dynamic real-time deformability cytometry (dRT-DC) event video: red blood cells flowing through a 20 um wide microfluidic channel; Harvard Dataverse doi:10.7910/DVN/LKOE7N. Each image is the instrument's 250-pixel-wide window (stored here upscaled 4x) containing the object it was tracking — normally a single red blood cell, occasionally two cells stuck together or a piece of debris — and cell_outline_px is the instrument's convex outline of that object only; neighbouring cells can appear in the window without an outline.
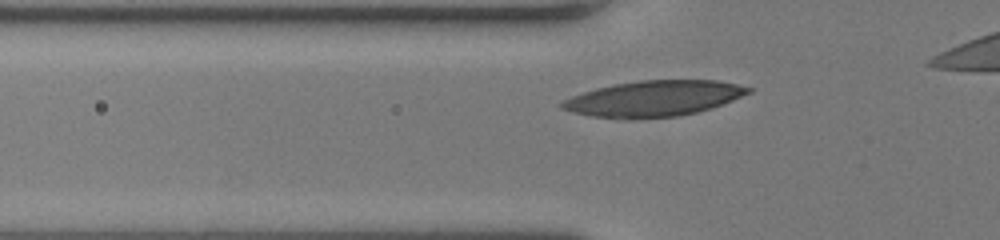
{"species": "human", "species_latin": "Homo sapiens", "temperature_condition": "room temperature", "stored_images_in_passage": 32, "camera_frame_rate_fps": 3000, "um_per_image_px": 0.085, "donor": {"sex": "female"}, "frame": {"image": 1, "passage_image": 6, "time_ms": 1.667, "image_size_px": [1000, 240], "cell_outline_px": [[752, 92], [724, 104], [712, 108], [680, 116], [628, 120], [616, 120], [592, 116], [572, 112], [560, 108], [560, 104], [564, 100], [572, 96], [596, 88], [616, 84], [640, 80], [716, 80], [736, 84], [752, 88]], "centroid_in_image_um": [55.56, 8.4], "position_along_channel_um": 70.2, "area_um2": 39.19}}
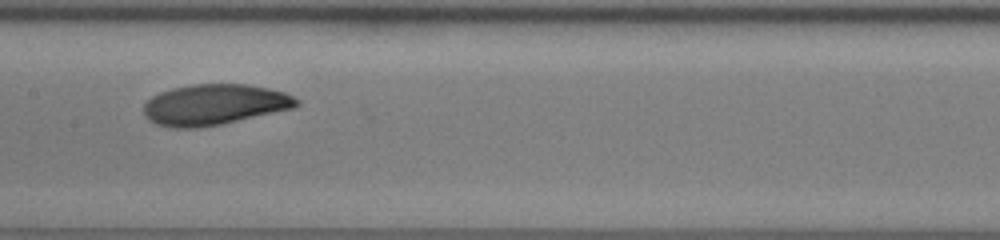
{"frame": {"image": 2, "passage_image": 15, "time_ms": 4.667, "image_size_px": [1000, 240], "cell_outline_px": [[300, 104], [292, 108], [220, 124], [196, 128], [172, 128], [156, 124], [148, 120], [144, 116], [144, 104], [152, 96], [160, 92], [172, 88], [192, 84], [244, 84], [268, 88], [284, 92], [300, 100]], "centroid_in_image_um": [18.18, 8.89], "position_along_channel_um": 189.2, "area_um2": 36.13}}
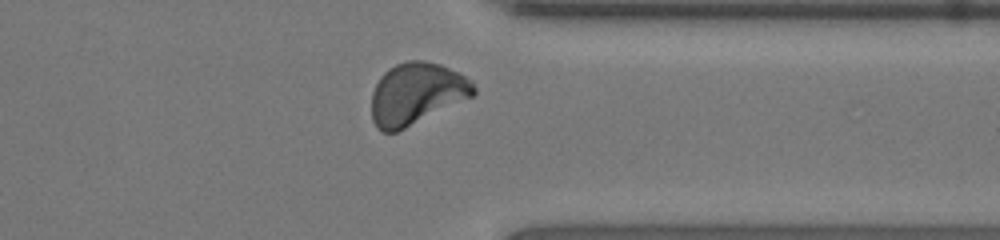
{"frame": {"image": 3, "passage_image": 29, "time_ms": 9.333, "image_size_px": [1000, 240], "cell_outline_px": [[476, 92], [472, 96], [396, 132], [380, 132], [376, 128], [372, 120], [372, 92], [380, 76], [388, 68], [396, 64], [408, 60], [424, 60], [440, 64], [472, 80], [476, 88]], "centroid_in_image_um": [35.37, 7.95], "position_along_channel_um": 376.0, "area_um2": 36.53}, "authors_computed_cell_mechanics": {"area_um2": 36.125, "velocity_mm_per_s": 4.0314, "shape_relaxation_time_tau1_ms": 3.9708, "shape_relaxation_time_tau2_ms": 0.9022, "deformation_change_tau1": 0.1681, "deformation_change_tau2": 0.0516}}